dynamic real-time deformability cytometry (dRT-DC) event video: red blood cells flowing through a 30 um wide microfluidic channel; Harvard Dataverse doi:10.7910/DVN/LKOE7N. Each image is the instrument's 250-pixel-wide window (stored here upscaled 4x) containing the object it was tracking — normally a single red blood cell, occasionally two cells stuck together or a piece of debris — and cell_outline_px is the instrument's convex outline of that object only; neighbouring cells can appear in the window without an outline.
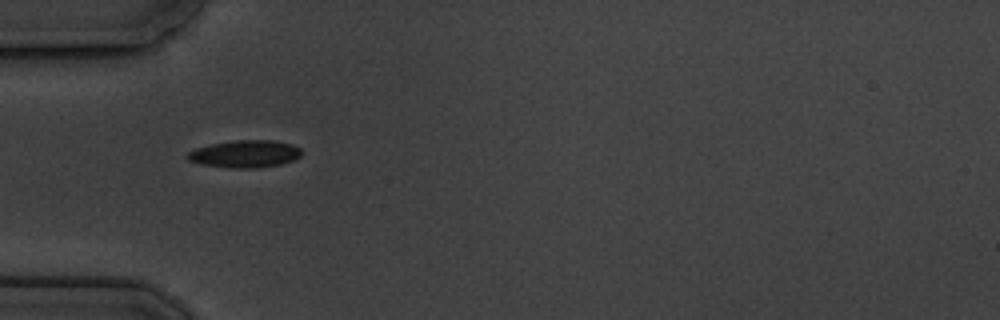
{"species": "common noctule bat (a hibernating species)", "species_latin": "Nyctalus noctula", "temperature_condition": "cold", "stored_images_in_passage": 5, "camera_frame_rate_fps": 3000, "um_per_image_px": 0.085, "animal": {"sex": "male", "body_mass_g": 19.5, "forearm_length_mm": 54.6}, "frame": {"image": 1, "passage_image": 4, "time_ms": 4.333, "image_size_px": [1000, 320], "cell_outline_px": [[304, 152], [296, 160], [280, 164], [256, 168], [228, 168], [204, 164], [188, 160], [184, 156], [188, 152], [196, 148], [212, 144], [236, 140], [272, 140], [292, 144], [300, 148]], "centroid_in_image_um": [20.86, 13.08], "position_along_channel_um": 64.1, "area_um2": 18.26}}